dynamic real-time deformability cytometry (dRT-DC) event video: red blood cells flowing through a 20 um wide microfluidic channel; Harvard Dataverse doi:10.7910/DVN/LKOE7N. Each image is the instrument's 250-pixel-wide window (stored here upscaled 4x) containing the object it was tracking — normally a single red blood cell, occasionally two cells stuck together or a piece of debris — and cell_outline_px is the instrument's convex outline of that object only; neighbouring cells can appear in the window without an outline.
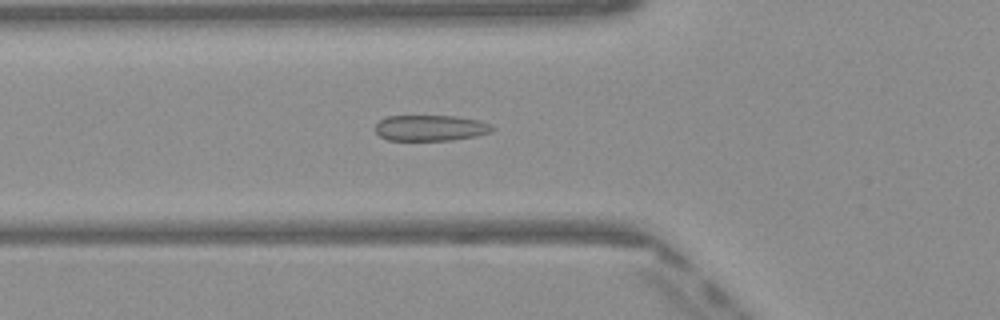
{"species": "Egyptian fruit bat (a non-hibernating species)", "species_latin": "Rousettus aegyptiacus", "temperature_condition": "warm", "stored_images_in_passage": 50, "camera_frame_rate_fps": 3000, "um_per_image_px": 0.085, "frame": {"image": 1, "passage_image": 18, "time_ms": 5.667, "image_size_px": [1000, 320], "cell_outline_px": [[496, 128], [492, 132], [476, 136], [452, 140], [388, 140], [380, 136], [376, 132], [376, 124], [380, 120], [388, 116], [456, 116], [480, 120], [492, 124]], "centroid_in_image_um": [36.65, 10.87], "position_along_channel_um": 89.1, "area_um2": 17.74}}
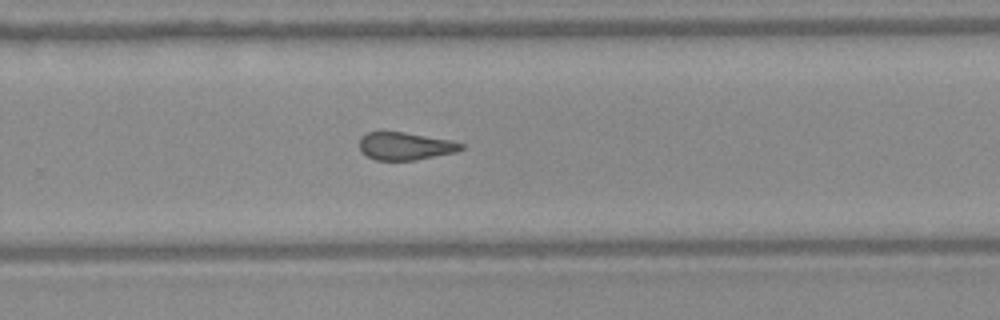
{"frame": {"image": 2, "passage_image": 33, "time_ms": 10.667, "image_size_px": [1000, 320], "cell_outline_px": [[464, 148], [456, 152], [416, 160], [376, 160], [368, 156], [360, 148], [360, 136], [368, 132], [404, 132], [452, 140], [464, 144]], "centroid_in_image_um": [34.48, 12.41], "position_along_channel_um": 295.3, "area_um2": 16.36}}
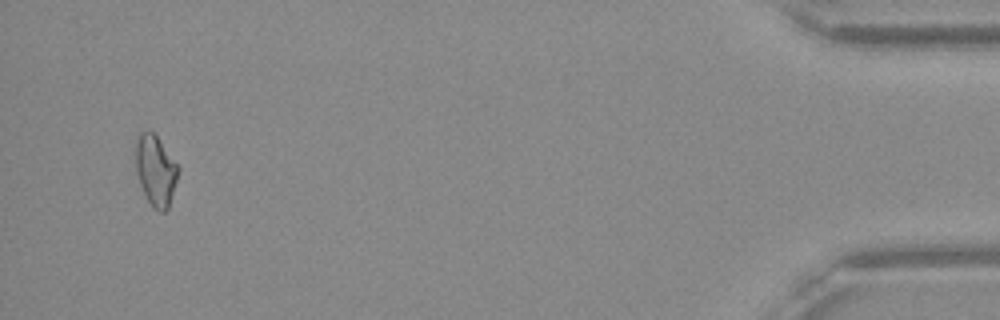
{"frame": {"image": 3, "passage_image": 48, "time_ms": 15.667, "image_size_px": [1000, 320], "cell_outline_px": [[180, 168], [168, 208], [164, 212], [160, 212], [152, 208], [140, 184], [136, 172], [136, 136], [140, 132], [152, 132], [156, 136]], "centroid_in_image_um": [13.22, 14.51], "position_along_channel_um": 422.0, "area_um2": 17.22}, "authors_computed_cell_mechanics": {"area_um2": 17.7446, "velocity_mm_per_s": 4.1057, "shape_relaxation_time_tau1_ms": null, "shape_relaxation_time_tau2_ms": 2.1006, "deformation_change_tau1": null, "deformation_change_tau2": 0.0806}}